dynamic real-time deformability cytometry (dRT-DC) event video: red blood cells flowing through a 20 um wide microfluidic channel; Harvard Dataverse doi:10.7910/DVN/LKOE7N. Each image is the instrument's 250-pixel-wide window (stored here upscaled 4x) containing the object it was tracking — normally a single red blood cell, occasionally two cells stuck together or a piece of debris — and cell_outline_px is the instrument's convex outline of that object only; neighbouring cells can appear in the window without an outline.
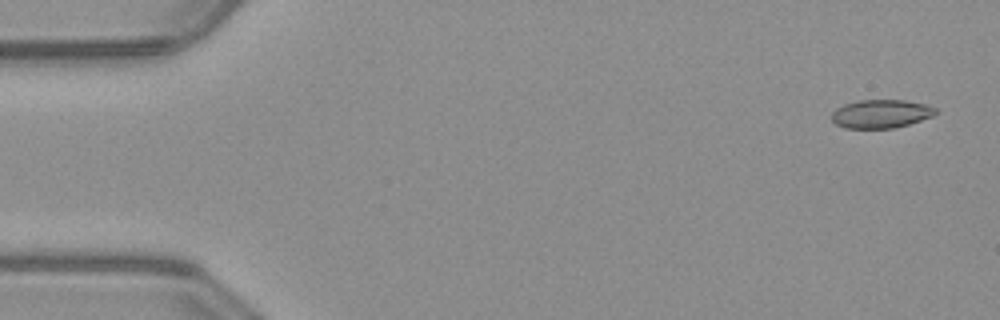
{"species": "common noctule bat (a hibernating species)", "species_latin": "Nyctalus noctula", "temperature_condition": "warm", "stored_images_in_passage": 50, "camera_frame_rate_fps": 3000, "um_per_image_px": 0.085, "animal": {"sex": "male", "body_mass_g": 23.1, "forearm_length_mm": 52.7}, "frame": {"image": 1, "passage_image": 1, "time_ms": 0.0, "image_size_px": [1000, 320], "cell_outline_px": [[936, 112], [932, 116], [908, 124], [892, 128], [844, 128], [836, 124], [832, 120], [832, 112], [836, 108], [844, 104], [860, 100], [904, 100], [924, 104], [936, 108]], "centroid_in_image_um": [74.84, 9.67], "position_along_channel_um": 10.2, "area_um2": 17.05}}
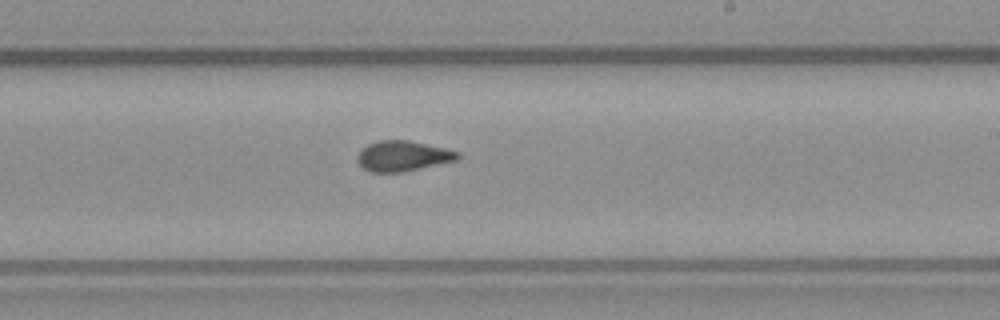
{"frame": {"image": 2, "passage_image": 29, "time_ms": 9.333, "image_size_px": [1000, 320], "cell_outline_px": [[460, 156], [456, 160], [404, 172], [372, 172], [364, 168], [356, 160], [356, 156], [368, 144], [376, 140], [408, 140], [444, 148], [460, 152]], "centroid_in_image_um": [34.23, 13.26], "position_along_channel_um": 254.8, "area_um2": 17.63}}
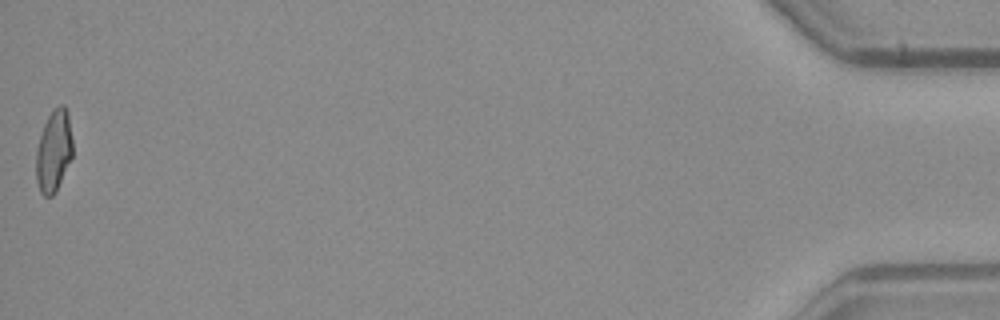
{"frame": {"image": 3, "passage_image": 50, "time_ms": 16.333, "image_size_px": [1000, 320], "cell_outline_px": [[72, 156], [56, 192], [52, 196], [44, 196], [40, 192], [36, 180], [36, 152], [40, 136], [44, 124], [52, 108], [60, 104], [64, 104], [68, 112], [72, 140]], "centroid_in_image_um": [4.57, 12.81], "position_along_channel_um": 430.6, "area_um2": 17.51}, "authors_computed_cell_mechanics": {"area_um2": 17.7735, "velocity_mm_per_s": 4.0313, "shape_relaxation_time_tau1_ms": null, "shape_relaxation_time_tau2_ms": 0.6497, "deformation_change_tau1": null, "deformation_change_tau2": 0.0646}}